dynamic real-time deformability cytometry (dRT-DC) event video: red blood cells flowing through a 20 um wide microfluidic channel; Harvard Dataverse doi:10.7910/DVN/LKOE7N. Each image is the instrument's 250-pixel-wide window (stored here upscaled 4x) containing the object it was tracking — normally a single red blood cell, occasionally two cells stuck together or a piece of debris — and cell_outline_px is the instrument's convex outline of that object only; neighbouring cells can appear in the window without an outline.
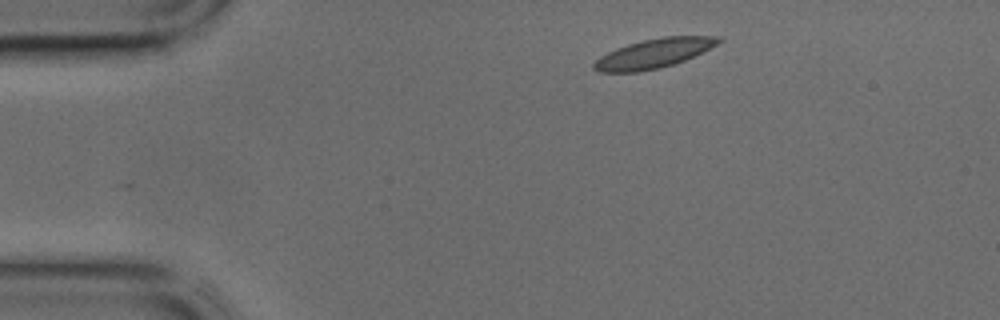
{"species": "common noctule bat (a hibernating species)", "species_latin": "Nyctalus noctula", "temperature_condition": "cold", "stored_images_in_passage": 37, "camera_frame_rate_fps": 3000, "um_per_image_px": 0.085, "animal": {"sex": "male", "body_mass_g": 17.9, "forearm_length_mm": 54.2}, "frame": {"image": 1, "passage_image": 1, "time_ms": 0.0, "image_size_px": [1000, 320], "cell_outline_px": [[724, 40], [684, 60], [660, 68], [636, 72], [600, 72], [592, 68], [592, 64], [600, 56], [616, 48], [628, 44], [644, 40], [664, 36], [720, 36]], "centroid_in_image_um": [55.53, 4.54], "position_along_channel_um": 29.5, "area_um2": 20.98}}
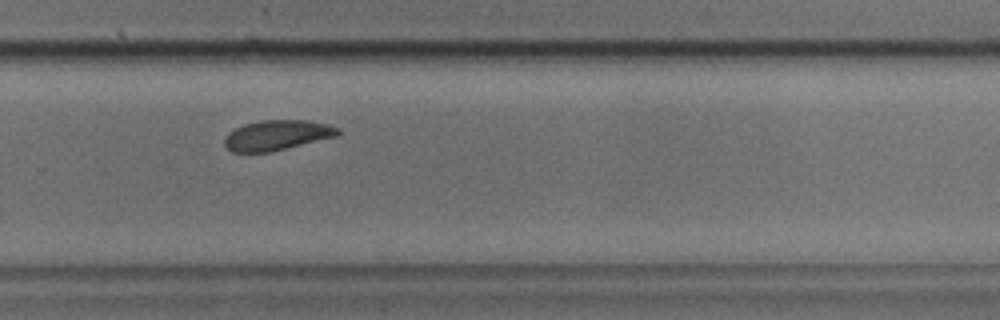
{"frame": {"image": 2, "passage_image": 23, "time_ms": 7.333, "image_size_px": [1000, 320], "cell_outline_px": [[340, 132], [336, 136], [268, 152], [232, 152], [224, 144], [224, 140], [228, 132], [244, 124], [260, 120], [308, 120], [328, 124], [340, 128]], "centroid_in_image_um": [23.53, 11.47], "position_along_channel_um": 306.3, "area_um2": 19.71}}
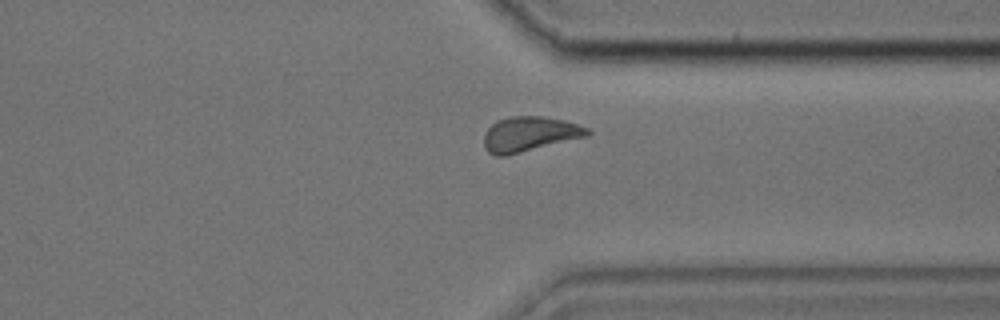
{"frame": {"image": 3, "passage_image": 27, "time_ms": 8.667, "image_size_px": [1000, 320], "cell_outline_px": [[592, 132], [588, 136], [508, 156], [496, 156], [488, 152], [484, 148], [484, 136], [488, 128], [492, 124], [508, 116], [540, 116], [564, 120], [588, 128]], "centroid_in_image_um": [45.01, 11.41], "position_along_channel_um": 366.4, "area_um2": 21.15}}